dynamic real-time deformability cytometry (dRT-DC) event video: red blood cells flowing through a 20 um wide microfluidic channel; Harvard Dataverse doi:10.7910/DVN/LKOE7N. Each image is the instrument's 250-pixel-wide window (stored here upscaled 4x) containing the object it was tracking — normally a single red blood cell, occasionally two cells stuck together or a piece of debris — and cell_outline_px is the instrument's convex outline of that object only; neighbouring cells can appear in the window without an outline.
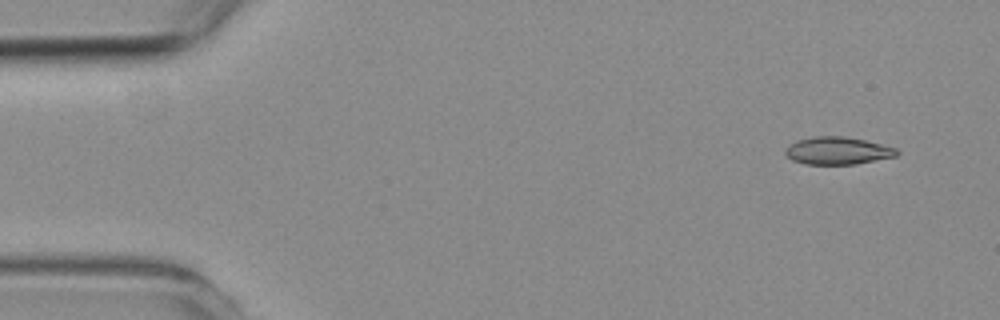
{"species": "common noctule bat (a hibernating species)", "species_latin": "Nyctalus noctula", "temperature_condition": "room temperature", "stored_images_in_passage": 4, "camera_frame_rate_fps": 3000, "um_per_image_px": 0.085, "animal": {"sex": "female", "body_mass_g": 19.3, "forearm_length_mm": 54.1}, "frame": {"image": 1, "passage_image": 1, "time_ms": 0.0, "image_size_px": [1000, 320], "cell_outline_px": [[900, 152], [896, 156], [856, 164], [804, 164], [792, 160], [784, 156], [784, 148], [796, 140], [816, 136], [844, 136], [864, 140], [896, 148]], "centroid_in_image_um": [71.14, 12.81], "position_along_channel_um": 13.9, "area_um2": 17.98}}
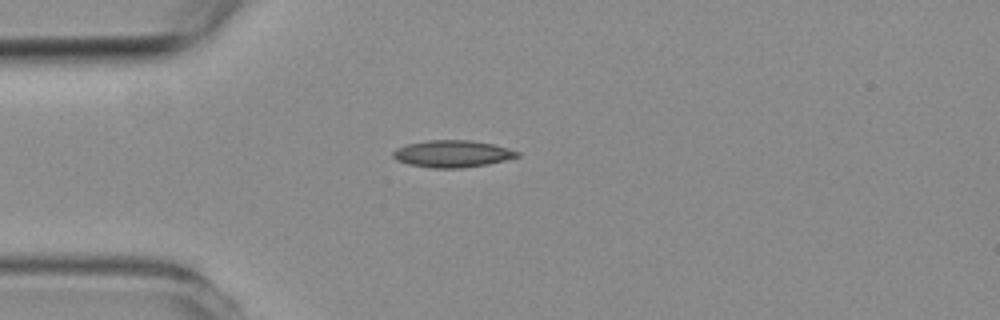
{"frame": {"image": 2, "passage_image": 4, "time_ms": 3.333, "image_size_px": [1000, 320], "cell_outline_px": [[520, 156], [488, 164], [464, 168], [432, 168], [408, 164], [396, 160], [392, 156], [392, 152], [396, 148], [408, 144], [428, 140], [472, 140], [492, 144], [508, 148], [520, 152]], "centroid_in_image_um": [38.44, 13.07], "position_along_channel_um": 46.6, "area_um2": 19.59}}